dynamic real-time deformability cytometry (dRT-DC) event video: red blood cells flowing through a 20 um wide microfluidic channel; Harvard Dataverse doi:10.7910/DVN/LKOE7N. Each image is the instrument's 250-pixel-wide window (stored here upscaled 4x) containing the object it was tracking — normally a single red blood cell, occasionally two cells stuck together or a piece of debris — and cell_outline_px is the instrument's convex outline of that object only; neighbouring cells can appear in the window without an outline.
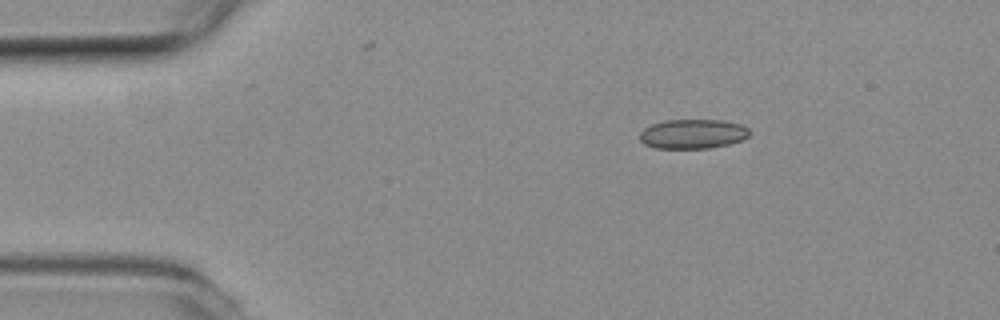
{"species": "common noctule bat (a hibernating species)", "species_latin": "Nyctalus noctula", "temperature_condition": "room temperature", "stored_images_in_passage": 46, "camera_frame_rate_fps": 3000, "um_per_image_px": 0.085, "animal": {"sex": "female", "body_mass_g": 19.3, "forearm_length_mm": 54.1}, "frame": {"image": 1, "passage_image": 1, "time_ms": 0.0, "image_size_px": [1000, 320], "cell_outline_px": [[748, 136], [744, 140], [728, 144], [708, 148], [656, 148], [644, 144], [640, 140], [640, 132], [644, 128], [652, 124], [664, 120], [720, 120], [740, 124], [748, 128]], "centroid_in_image_um": [58.87, 11.38], "position_along_channel_um": 26.1, "area_um2": 18.79}}
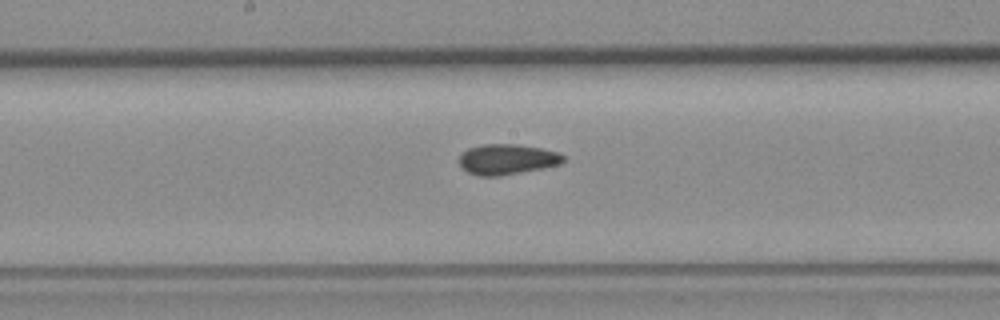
{"frame": {"image": 2, "passage_image": 20, "time_ms": 6.333, "image_size_px": [1000, 320], "cell_outline_px": [[564, 160], [560, 164], [544, 168], [500, 176], [480, 176], [468, 172], [460, 164], [460, 156], [468, 148], [484, 144], [516, 144], [540, 148], [556, 152], [564, 156]], "centroid_in_image_um": [43.11, 13.54], "position_along_channel_um": 205.1, "area_um2": 18.26}}
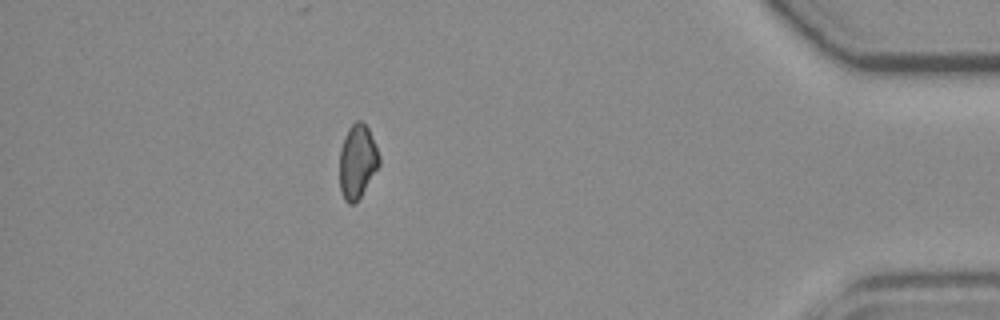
{"frame": {"image": 3, "passage_image": 40, "time_ms": 13.0, "image_size_px": [1000, 320], "cell_outline_px": [[380, 164], [356, 204], [348, 204], [344, 200], [340, 192], [340, 148], [348, 128], [356, 120], [360, 120], [368, 128], [380, 156]], "centroid_in_image_um": [30.36, 13.76], "position_along_channel_um": 404.8, "area_um2": 17.11}, "authors_computed_cell_mechanics": {"area_um2": 18.1492, "velocity_mm_per_s": 3.7848, "shape_relaxation_time_tau1_ms": null, "shape_relaxation_time_tau2_ms": 6.6939, "deformation_change_tau1": null, "deformation_change_tau2": 0.113}}